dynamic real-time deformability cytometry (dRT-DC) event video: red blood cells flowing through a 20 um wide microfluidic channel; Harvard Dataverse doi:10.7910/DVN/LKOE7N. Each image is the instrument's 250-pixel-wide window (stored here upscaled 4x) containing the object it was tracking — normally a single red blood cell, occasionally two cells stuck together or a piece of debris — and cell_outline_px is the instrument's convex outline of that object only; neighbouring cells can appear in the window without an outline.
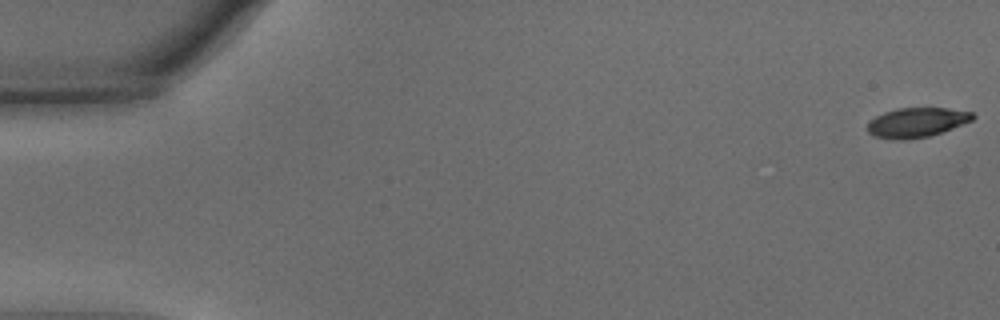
{"species": "common noctule bat (a hibernating species)", "species_latin": "Nyctalus noctula", "temperature_condition": "warm", "stored_images_in_passage": 55, "camera_frame_rate_fps": 3000, "um_per_image_px": 0.085, "animal": {"sex": "male", "body_mass_g": 15.6}, "frame": {"image": 1, "passage_image": 1, "time_ms": 0.0, "image_size_px": [1000, 320], "cell_outline_px": [[976, 116], [972, 120], [952, 128], [928, 136], [904, 140], [900, 140], [872, 136], [868, 132], [868, 124], [876, 116], [884, 112], [896, 108], [948, 108], [972, 112]], "centroid_in_image_um": [77.91, 10.4], "position_along_channel_um": 7.1, "area_um2": 17.98}}
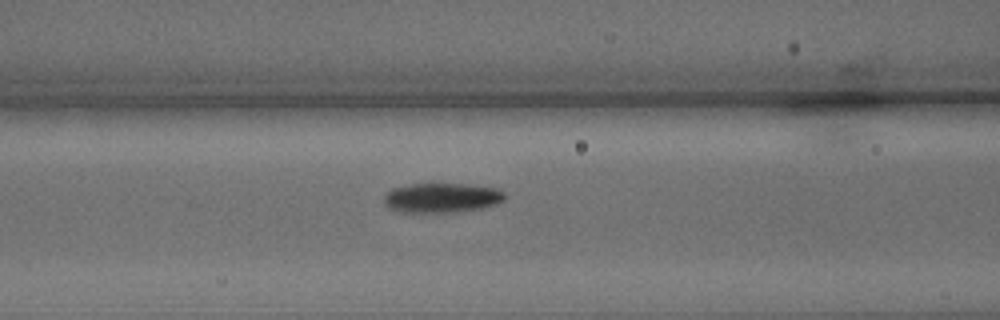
{"frame": {"image": 2, "passage_image": 23, "time_ms": 7.333, "image_size_px": [1000, 320], "cell_outline_px": [[508, 196], [504, 200], [496, 204], [484, 208], [452, 212], [396, 212], [388, 208], [384, 204], [384, 196], [392, 188], [412, 184], [464, 184], [496, 188], [504, 192]], "centroid_in_image_um": [37.55, 16.82], "position_along_channel_um": 129.0, "area_um2": 20.98}}
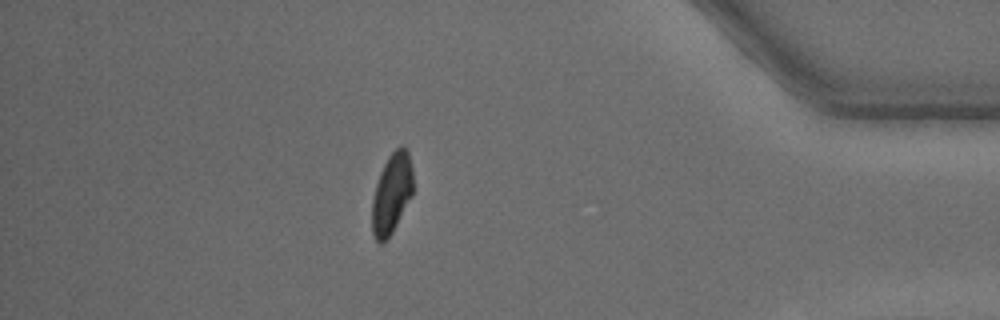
{"frame": {"image": 3, "passage_image": 48, "time_ms": 15.667, "image_size_px": [1000, 320], "cell_outline_px": [[412, 196], [392, 232], [384, 244], [380, 244], [372, 236], [372, 200], [376, 184], [380, 172], [388, 156], [400, 144], [404, 144], [408, 152], [412, 168]], "centroid_in_image_um": [33.28, 16.45], "position_along_channel_um": 401.9, "area_um2": 19.36}, "authors_computed_cell_mechanics": {"area_um2": 19.8832, "velocity_mm_per_s": 3.7408, "shape_relaxation_time_tau1_ms": 2.6295, "shape_relaxation_time_tau2_ms": 1.9658, "deformation_change_tau1": 0.1533, "deformation_change_tau2": 0.0705}}